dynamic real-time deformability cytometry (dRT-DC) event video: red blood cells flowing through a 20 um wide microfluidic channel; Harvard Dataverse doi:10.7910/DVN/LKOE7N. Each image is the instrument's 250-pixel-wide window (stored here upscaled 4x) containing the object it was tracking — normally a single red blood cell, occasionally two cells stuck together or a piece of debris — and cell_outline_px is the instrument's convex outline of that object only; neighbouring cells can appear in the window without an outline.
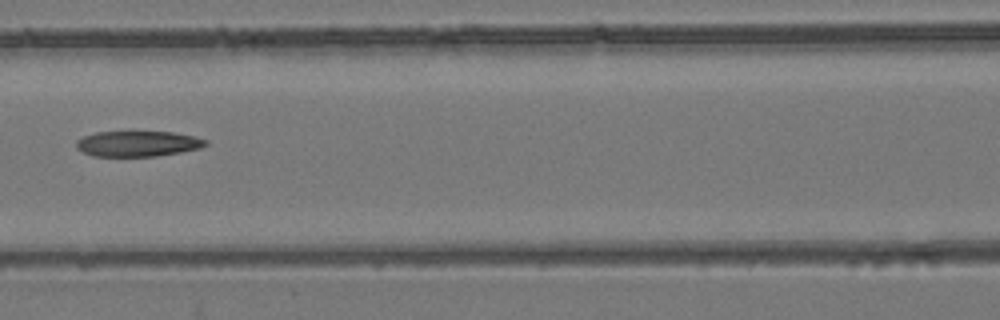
{"species": "common noctule bat (a hibernating species)", "species_latin": "Nyctalus noctula", "temperature_condition": "room temperature", "stored_images_in_passage": 8, "camera_frame_rate_fps": 3000, "um_per_image_px": 0.085, "animal": {"sex": "female", "body_mass_g": 24.6, "forearm_length_mm": 56.2}, "frame": {"image": 1, "passage_image": 7, "time_ms": 7.0, "image_size_px": [1000, 320], "cell_outline_px": [[208, 144], [200, 148], [180, 152], [156, 156], [92, 156], [76, 148], [76, 140], [84, 136], [96, 132], [172, 132], [192, 136], [208, 140]], "centroid_in_image_um": [11.7, 12.22], "position_along_channel_um": 154.9, "area_um2": 19.13}}
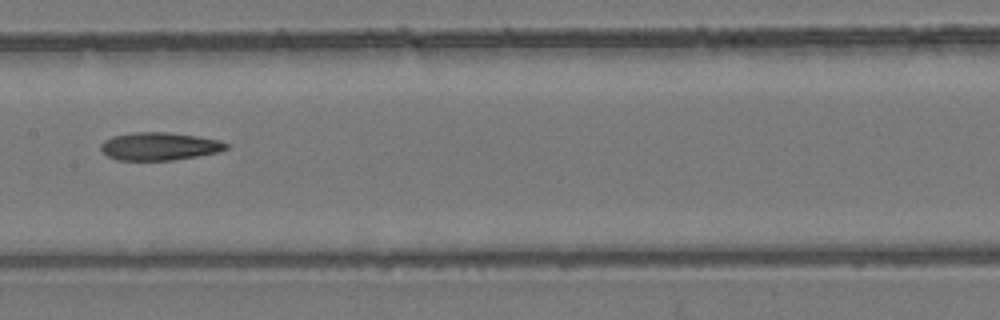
{"frame": {"image": 2, "passage_image": 8, "time_ms": 8.0, "image_size_px": [1000, 320], "cell_outline_px": [[228, 148], [220, 152], [172, 160], [120, 160], [108, 156], [100, 148], [100, 144], [104, 140], [112, 136], [132, 132], [168, 132], [196, 136], [220, 140], [228, 144]], "centroid_in_image_um": [13.55, 12.43], "position_along_channel_um": 193.9, "area_um2": 20.35}}